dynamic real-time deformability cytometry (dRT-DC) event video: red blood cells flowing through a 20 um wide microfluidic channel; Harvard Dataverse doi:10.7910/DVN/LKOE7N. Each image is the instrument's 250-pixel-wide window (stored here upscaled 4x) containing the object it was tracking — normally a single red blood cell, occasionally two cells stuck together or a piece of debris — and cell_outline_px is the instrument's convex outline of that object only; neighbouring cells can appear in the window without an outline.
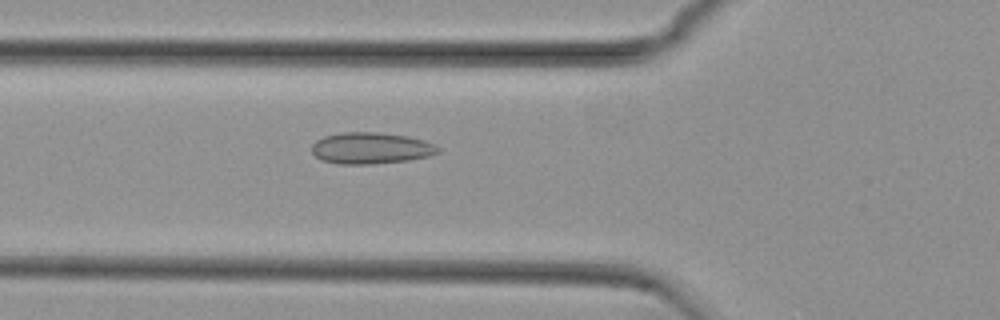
{"species": "common noctule bat (a hibernating species)", "species_latin": "Nyctalus noctula", "temperature_condition": "cold", "stored_images_in_passage": 50, "camera_frame_rate_fps": 3000, "um_per_image_px": 0.085, "animal": {"sex": "female", "body_mass_g": 29.2, "forearm_length_mm": 56.3}, "frame": {"image": 1, "passage_image": 20, "time_ms": 6.333, "image_size_px": [1000, 320], "cell_outline_px": [[440, 152], [428, 156], [408, 160], [372, 164], [336, 164], [324, 160], [316, 156], [312, 152], [312, 144], [316, 140], [324, 136], [340, 132], [376, 132], [408, 136], [424, 140], [436, 144], [440, 148]], "centroid_in_image_um": [31.54, 12.59], "position_along_channel_um": 94.3, "area_um2": 23.24}}
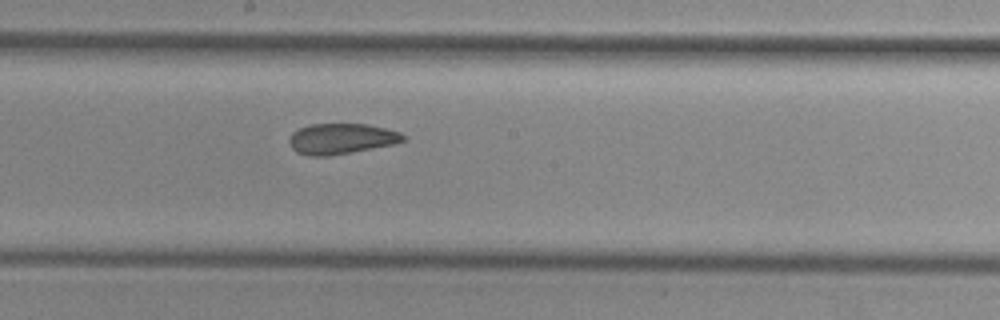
{"frame": {"image": 2, "passage_image": 30, "time_ms": 9.667, "image_size_px": [1000, 320], "cell_outline_px": [[408, 140], [392, 144], [352, 152], [328, 156], [308, 156], [296, 152], [292, 148], [288, 140], [292, 132], [308, 124], [368, 124], [400, 132], [408, 136]], "centroid_in_image_um": [29.02, 11.79], "position_along_channel_um": 219.2, "area_um2": 20.46}}
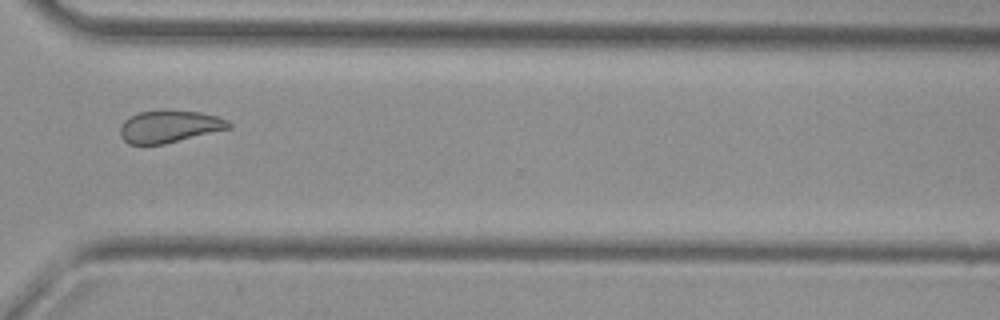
{"frame": {"image": 3, "passage_image": 41, "time_ms": 13.333, "image_size_px": [1000, 320], "cell_outline_px": [[232, 128], [164, 144], [128, 144], [120, 136], [120, 124], [128, 116], [136, 112], [200, 112], [216, 116], [228, 120], [232, 124]], "centroid_in_image_um": [14.38, 10.78], "position_along_channel_um": 356.2, "area_um2": 20.11}}